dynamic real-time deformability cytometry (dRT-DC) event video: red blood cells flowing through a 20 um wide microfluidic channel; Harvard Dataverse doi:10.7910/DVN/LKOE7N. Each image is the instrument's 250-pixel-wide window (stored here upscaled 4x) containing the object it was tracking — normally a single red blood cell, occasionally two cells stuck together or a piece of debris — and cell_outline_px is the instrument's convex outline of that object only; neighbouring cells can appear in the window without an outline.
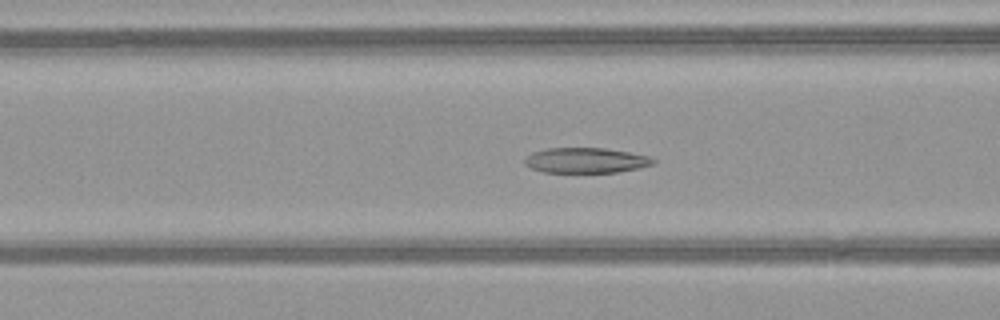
{"species": "common noctule bat (a hibernating species)", "species_latin": "Nyctalus noctula", "temperature_condition": "warm", "stored_images_in_passage": 52, "camera_frame_rate_fps": 3000, "um_per_image_px": 0.085, "animal": {"sex": "female", "body_mass_g": 21.9}, "frame": {"image": 1, "passage_image": 22, "time_ms": 7.0, "image_size_px": [1000, 320], "cell_outline_px": [[656, 160], [652, 164], [640, 168], [616, 172], [544, 172], [532, 168], [524, 164], [524, 160], [532, 152], [548, 148], [604, 148], [628, 152], [648, 156]], "centroid_in_image_um": [49.79, 13.63], "position_along_channel_um": 116.8, "area_um2": 18.73}}
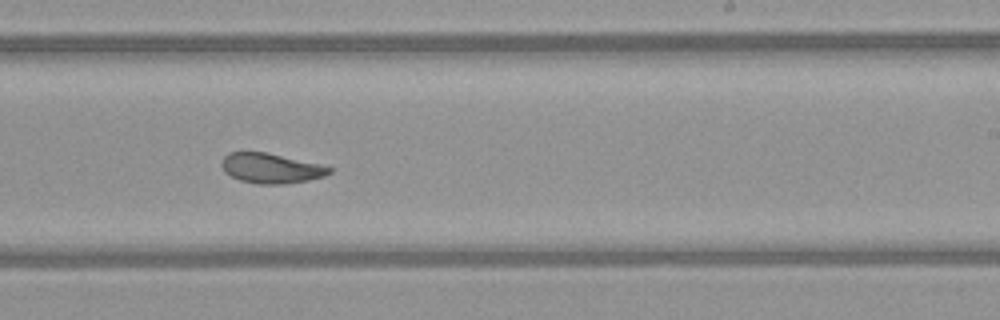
{"frame": {"image": 2, "passage_image": 33, "time_ms": 10.667, "image_size_px": [1000, 320], "cell_outline_px": [[332, 172], [324, 176], [308, 180], [284, 184], [256, 184], [240, 180], [224, 172], [220, 164], [220, 160], [228, 152], [268, 152], [320, 164], [332, 168]], "centroid_in_image_um": [23.0, 14.29], "position_along_channel_um": 266.0, "area_um2": 18.96}}
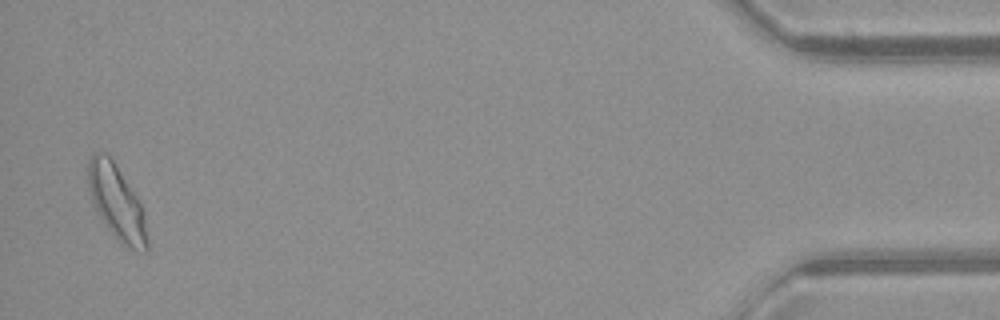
{"frame": {"image": 3, "passage_image": 51, "time_ms": 16.667, "image_size_px": [1000, 320], "cell_outline_px": [[148, 252], [144, 252], [128, 248], [120, 244], [108, 228], [92, 204], [88, 188], [88, 160], [96, 152], [104, 152], [112, 160], [136, 196], [144, 212], [148, 240]], "centroid_in_image_um": [9.92, 17.26], "position_along_channel_um": 425.3, "area_um2": 25.49}, "authors_computed_cell_mechanics": {"area_um2": 21.2993, "velocity_mm_per_s": 4.0668, "shape_relaxation_time_tau1_ms": 4.4768, "shape_relaxation_time_tau2_ms": 2.2278, "deformation_change_tau1": 0.1588, "deformation_change_tau2": 0.0689}}